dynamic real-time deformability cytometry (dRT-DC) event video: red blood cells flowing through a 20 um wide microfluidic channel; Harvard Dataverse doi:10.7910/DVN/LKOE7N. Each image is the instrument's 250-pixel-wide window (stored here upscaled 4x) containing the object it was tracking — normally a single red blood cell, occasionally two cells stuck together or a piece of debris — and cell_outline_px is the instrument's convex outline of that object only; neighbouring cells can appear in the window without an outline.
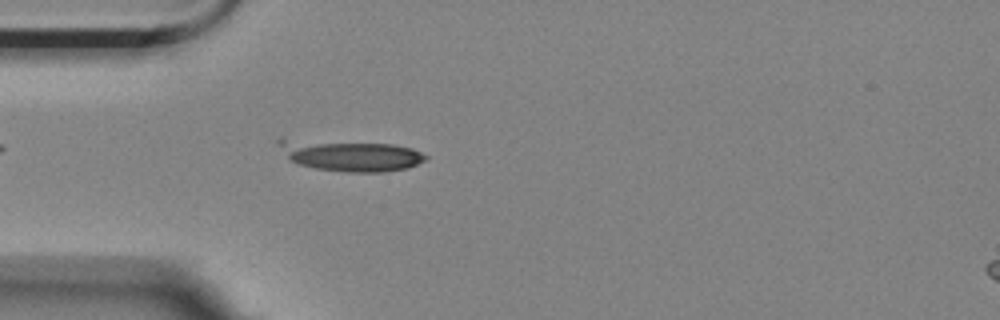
{"species": "Egyptian fruit bat (a non-hibernating species)", "species_latin": "Rousettus aegyptiacus", "temperature_condition": "room temperature", "stored_images_in_passage": 41, "camera_frame_rate_fps": 3000, "um_per_image_px": 0.085, "animal": {"sex": "female"}, "frame": {"image": 1, "passage_image": 1, "time_ms": 0.0, "image_size_px": [1000, 320], "cell_outline_px": [[428, 156], [424, 160], [408, 168], [384, 172], [344, 172], [316, 168], [296, 164], [288, 160], [276, 144], [276, 140], [280, 136], [392, 144], [412, 148]], "centroid_in_image_um": [29.61, 13.17], "position_along_channel_um": 55.4, "area_um2": 27.69}}
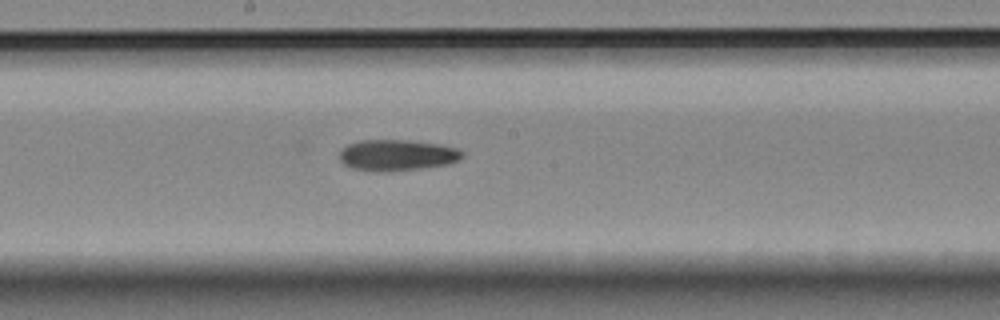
{"frame": {"image": 2, "passage_image": 15, "time_ms": 4.667, "image_size_px": [1000, 320], "cell_outline_px": [[464, 156], [460, 160], [448, 164], [420, 168], [388, 172], [372, 172], [352, 168], [344, 164], [340, 160], [340, 152], [348, 144], [360, 140], [408, 140], [440, 144], [460, 148], [464, 152]], "centroid_in_image_um": [33.79, 13.19], "position_along_channel_um": 214.4, "area_um2": 22.54}}
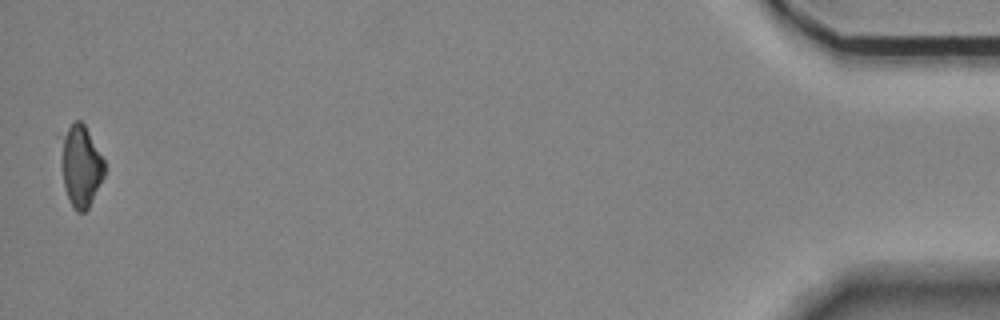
{"frame": {"image": 3, "passage_image": 41, "time_ms": 13.333, "image_size_px": [1000, 320], "cell_outline_px": [[104, 176], [88, 208], [84, 212], [76, 212], [72, 208], [68, 200], [64, 188], [56, 136], [76, 120], [80, 120], [84, 124], [104, 160]], "centroid_in_image_um": [6.78, 14.06], "position_along_channel_um": 428.4, "area_um2": 21.44}, "authors_computed_cell_mechanics": {"area_um2": 21.9062, "velocity_mm_per_s": 3.5256, "shape_relaxation_time_tau1_ms": null, "shape_relaxation_time_tau2_ms": 5.6299, "deformation_change_tau1": null, "deformation_change_tau2": 0.1146}}